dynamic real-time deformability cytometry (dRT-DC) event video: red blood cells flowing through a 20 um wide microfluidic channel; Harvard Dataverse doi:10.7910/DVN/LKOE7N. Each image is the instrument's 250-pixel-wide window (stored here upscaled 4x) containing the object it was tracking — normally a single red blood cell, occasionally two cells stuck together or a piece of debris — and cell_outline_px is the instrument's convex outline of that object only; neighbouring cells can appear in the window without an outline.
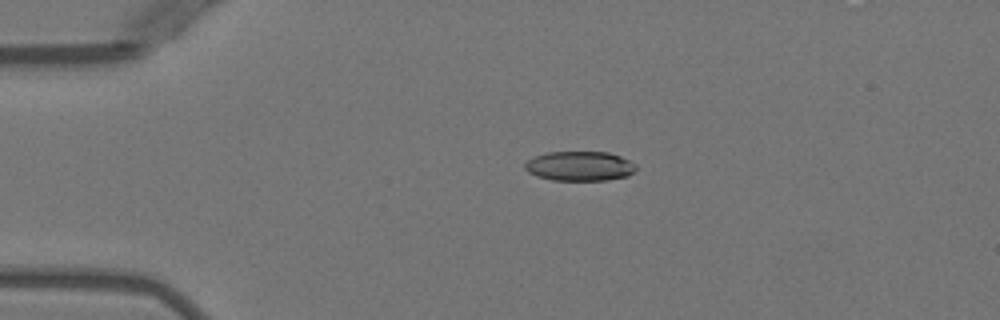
{"species": "Egyptian fruit bat (a non-hibernating species)", "species_latin": "Rousettus aegyptiacus", "temperature_condition": "warm", "stored_images_in_passage": 5, "camera_frame_rate_fps": 3000, "um_per_image_px": 0.085, "animal": {"sex": "female"}, "frame": {"image": 1, "passage_image": 4, "time_ms": 3.333, "image_size_px": [1000, 320], "cell_outline_px": [[636, 168], [628, 176], [608, 180], [552, 180], [536, 176], [528, 172], [524, 168], [524, 164], [528, 160], [536, 156], [548, 152], [608, 152], [620, 156], [636, 164]], "centroid_in_image_um": [49.27, 14.12], "position_along_channel_um": 35.7, "area_um2": 19.13}}